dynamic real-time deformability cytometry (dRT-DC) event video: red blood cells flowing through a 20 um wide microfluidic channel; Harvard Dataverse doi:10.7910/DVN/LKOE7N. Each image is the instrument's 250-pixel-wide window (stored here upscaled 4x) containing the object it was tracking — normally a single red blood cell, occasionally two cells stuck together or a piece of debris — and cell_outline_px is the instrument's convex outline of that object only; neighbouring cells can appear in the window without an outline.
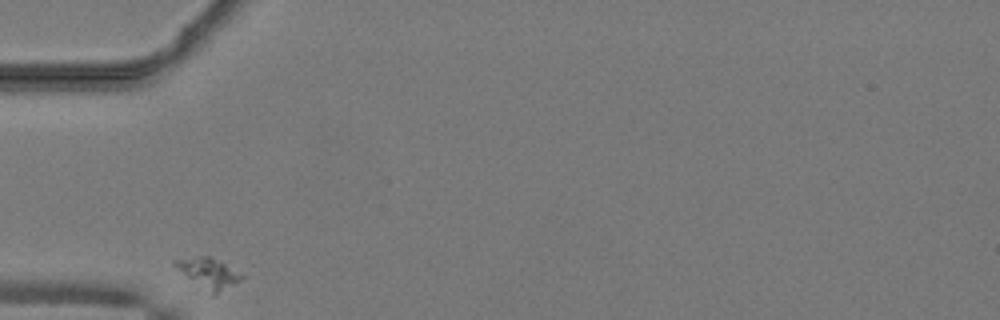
{"species": "common noctule bat (a hibernating species)", "species_latin": "Nyctalus noctula", "temperature_condition": "warm", "stored_images_in_passage": 28, "camera_frame_rate_fps": 3000, "um_per_image_px": 0.085, "animal": {"sex": "male", "body_mass_g": 19.2, "forearm_length_mm": 51.8}, "frame": {"image": 1, "passage_image": 1, "time_ms": 0.0, "image_size_px": [1000, 320], "cell_outline_px": [[244, 276], [240, 280], [212, 296], [172, 264], [172, 260], [204, 256], [208, 256], [224, 264]], "centroid_in_image_um": [17.69, 23.23], "position_along_channel_um": 67.3, "area_um2": 11.1}}
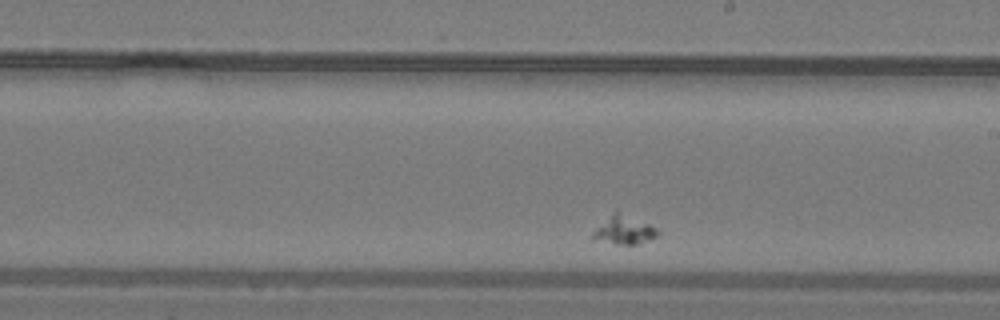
{"frame": {"image": 2, "passage_image": 16, "time_ms": 5.0, "image_size_px": [1000, 320], "cell_outline_px": [[660, 232], [656, 236], [648, 240], [636, 244], [616, 244], [592, 240], [592, 232], [616, 208], [656, 228]], "centroid_in_image_um": [53.0, 19.52], "position_along_channel_um": 236.0, "area_um2": 10.92}}
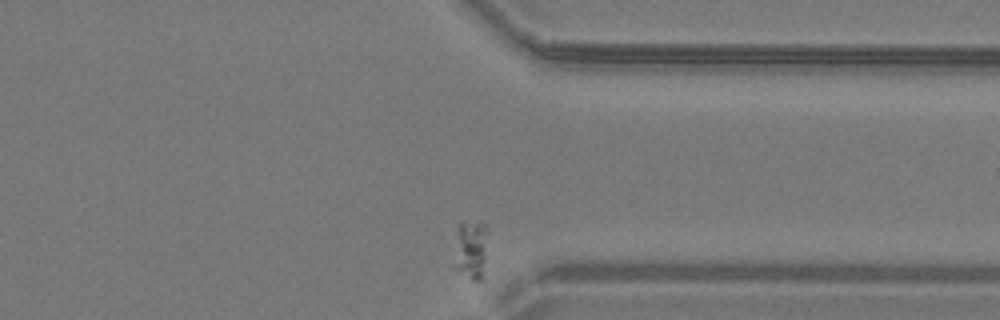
{"frame": {"image": 3, "passage_image": 28, "time_ms": 9.0, "image_size_px": [1000, 320], "cell_outline_px": [[488, 228], [484, 280], [472, 280], [452, 268], [452, 264], [460, 224], [484, 224]], "centroid_in_image_um": [40.05, 21.35], "position_along_channel_um": 371.3, "area_um2": 11.73}}